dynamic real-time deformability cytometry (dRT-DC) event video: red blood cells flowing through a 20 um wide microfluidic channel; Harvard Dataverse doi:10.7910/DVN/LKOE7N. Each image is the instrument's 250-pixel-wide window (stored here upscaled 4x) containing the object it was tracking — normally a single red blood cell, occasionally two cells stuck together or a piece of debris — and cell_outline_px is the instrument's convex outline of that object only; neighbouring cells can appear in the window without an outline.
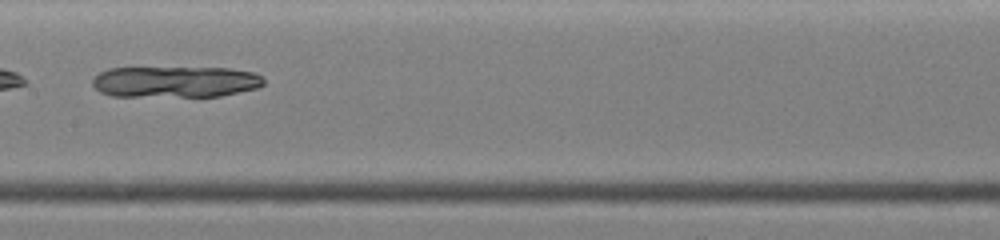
{"species": "common noctule bat (a hibernating species)", "species_latin": "Nyctalus noctula", "temperature_condition": "warm", "stored_images_in_passage": 39, "camera_frame_rate_fps": 3000, "um_per_image_px": 0.085, "animal": {"sex": "female", "body_mass_g": 19.0, "forearm_length_mm": 51.5}, "frame": {"image": 1, "passage_image": 21, "time_ms": 6.667, "image_size_px": [1000, 240], "cell_outline_px": [[264, 84], [256, 88], [220, 96], [112, 96], [100, 92], [92, 84], [92, 76], [108, 68], [228, 68], [252, 72], [264, 76]], "centroid_in_image_um": [14.88, 6.95], "position_along_channel_um": 192.5, "area_um2": 31.21}}
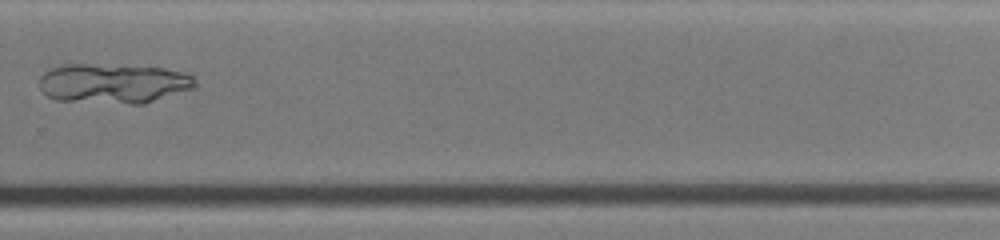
{"frame": {"image": 2, "passage_image": 29, "time_ms": 9.333, "image_size_px": [1000, 240], "cell_outline_px": [[196, 88], [144, 104], [132, 104], [56, 100], [48, 96], [40, 88], [40, 76], [44, 72], [52, 68], [64, 64], [88, 64], [164, 68], [188, 72], [196, 80]], "centroid_in_image_um": [9.69, 7.1], "position_along_channel_um": 320.1, "area_um2": 36.3}}